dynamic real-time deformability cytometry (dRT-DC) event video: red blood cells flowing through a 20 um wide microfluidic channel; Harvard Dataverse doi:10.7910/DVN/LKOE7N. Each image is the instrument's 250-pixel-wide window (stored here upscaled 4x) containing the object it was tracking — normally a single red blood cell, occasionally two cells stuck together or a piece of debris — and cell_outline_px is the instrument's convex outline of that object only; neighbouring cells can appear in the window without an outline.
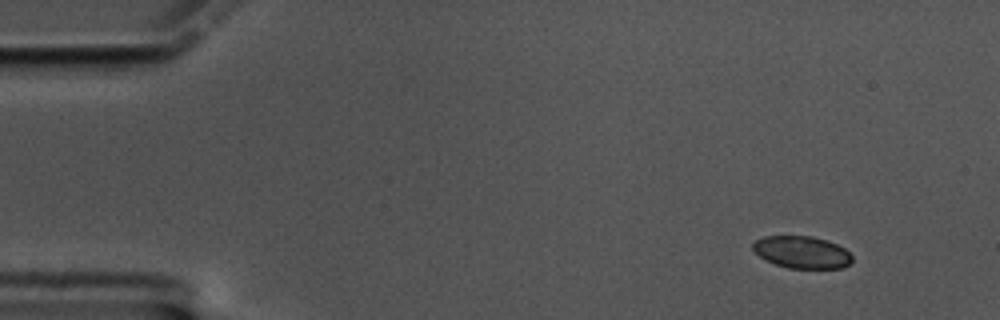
{"species": "common noctule bat (a hibernating species)", "species_latin": "Nyctalus noctula", "temperature_condition": "cold", "stored_images_in_passage": 55, "camera_frame_rate_fps": 3000, "um_per_image_px": 0.085, "animal": {"sex": "male", "body_mass_g": 17.5, "forearm_length_mm": 52.3}, "frame": {"image": 1, "passage_image": 1, "time_ms": 0.0, "image_size_px": [1000, 320], "cell_outline_px": [[852, 260], [848, 264], [840, 268], [788, 268], [764, 260], [752, 248], [752, 244], [756, 240], [764, 236], [812, 236], [828, 240], [844, 248], [852, 256]], "centroid_in_image_um": [68.15, 21.43], "position_along_channel_um": 16.9, "area_um2": 18.55}}
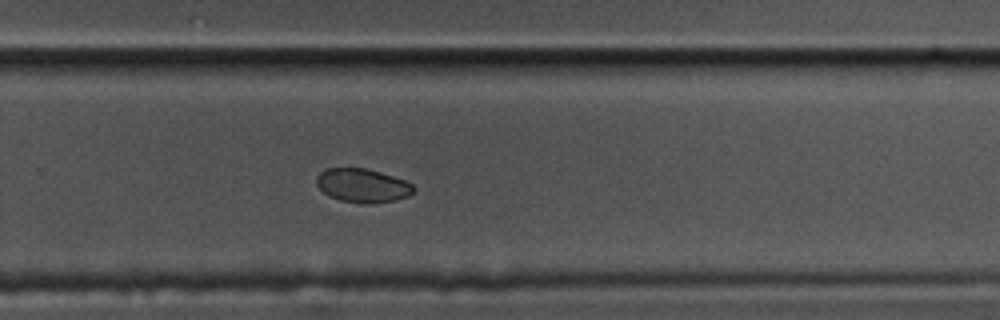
{"frame": {"image": 2, "passage_image": 35, "time_ms": 11.333, "image_size_px": [1000, 320], "cell_outline_px": [[416, 188], [408, 196], [392, 200], [372, 204], [364, 204], [340, 200], [328, 196], [316, 184], [316, 176], [324, 168], [364, 168], [380, 172], [404, 180], [412, 184]], "centroid_in_image_um": [30.78, 15.77], "position_along_channel_um": 299.0, "area_um2": 19.07}}
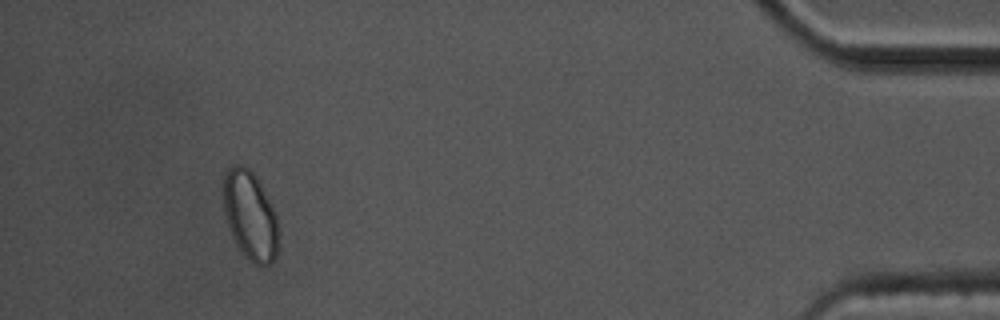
{"frame": {"image": 3, "passage_image": 51, "time_ms": 16.667, "image_size_px": [1000, 320], "cell_outline_px": [[276, 256], [268, 264], [256, 264], [236, 244], [228, 228], [224, 212], [224, 176], [228, 168], [232, 164], [240, 164], [248, 168], [256, 176], [272, 204], [276, 216]], "centroid_in_image_um": [21.23, 18.24], "position_along_channel_um": 414.0, "area_um2": 27.8}, "authors_computed_cell_mechanics": {"area_um2": 19.9988, "velocity_mm_per_s": 3.3642, "shape_relaxation_time_tau1_ms": 4.9342, "shape_relaxation_time_tau2_ms": null, "deformation_change_tau1": 0.1157, "deformation_change_tau2": null}}